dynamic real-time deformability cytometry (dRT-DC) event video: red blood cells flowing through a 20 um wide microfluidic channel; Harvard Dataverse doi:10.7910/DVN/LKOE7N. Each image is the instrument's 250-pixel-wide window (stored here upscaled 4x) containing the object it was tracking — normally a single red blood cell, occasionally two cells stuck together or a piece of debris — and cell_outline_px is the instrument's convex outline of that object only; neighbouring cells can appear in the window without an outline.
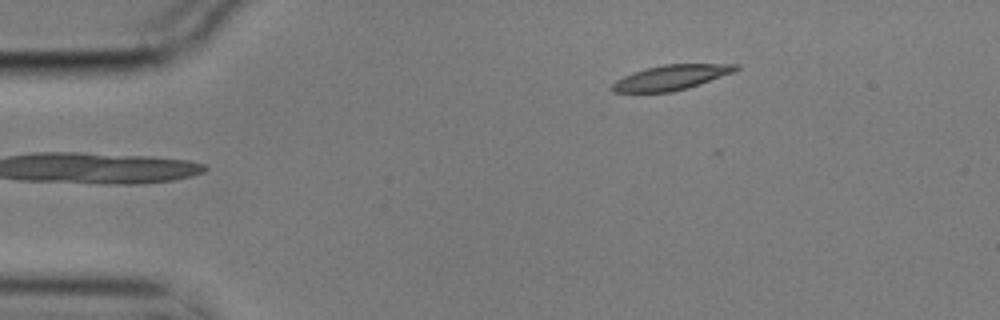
{"species": "common noctule bat (a hibernating species)", "species_latin": "Nyctalus noctula", "temperature_condition": "cold", "stored_images_in_passage": 2, "camera_frame_rate_fps": 3000, "um_per_image_px": 0.085, "animal": {"sex": "male", "body_mass_g": 17.9}, "frame": {"image": 1, "passage_image": 2, "time_ms": 0.333, "image_size_px": [1000, 320], "cell_outline_px": [[740, 68], [732, 72], [688, 88], [672, 92], [612, 92], [612, 84], [616, 80], [632, 72], [644, 68], [664, 64], [740, 64]], "centroid_in_image_um": [57.02, 6.58], "position_along_channel_um": 28.0, "area_um2": 17.86}}